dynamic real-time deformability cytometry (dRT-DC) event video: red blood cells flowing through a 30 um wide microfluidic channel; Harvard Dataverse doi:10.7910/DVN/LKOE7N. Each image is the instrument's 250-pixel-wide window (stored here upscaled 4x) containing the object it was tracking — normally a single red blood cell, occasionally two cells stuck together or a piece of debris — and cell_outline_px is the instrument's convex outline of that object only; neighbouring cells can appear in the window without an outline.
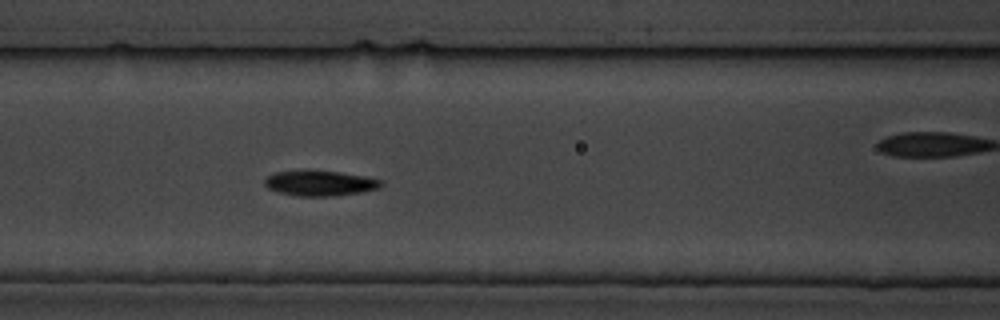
{"species": "common noctule bat (a hibernating species)", "species_latin": "Nyctalus noctula", "temperature_condition": "cold", "stored_images_in_passage": 8, "camera_frame_rate_fps": 3000, "um_per_image_px": 0.085, "animal": {"sex": "male", "body_mass_g": 19.5, "forearm_length_mm": 54.6}, "frame": {"image": 1, "passage_image": 7, "time_ms": 6.667, "image_size_px": [1000, 320], "cell_outline_px": [[384, 184], [380, 188], [360, 192], [332, 196], [296, 196], [276, 192], [268, 188], [264, 184], [264, 180], [268, 176], [276, 172], [340, 172], [368, 176], [384, 180]], "centroid_in_image_um": [27.26, 15.6], "position_along_channel_um": 139.3, "area_um2": 16.94}}